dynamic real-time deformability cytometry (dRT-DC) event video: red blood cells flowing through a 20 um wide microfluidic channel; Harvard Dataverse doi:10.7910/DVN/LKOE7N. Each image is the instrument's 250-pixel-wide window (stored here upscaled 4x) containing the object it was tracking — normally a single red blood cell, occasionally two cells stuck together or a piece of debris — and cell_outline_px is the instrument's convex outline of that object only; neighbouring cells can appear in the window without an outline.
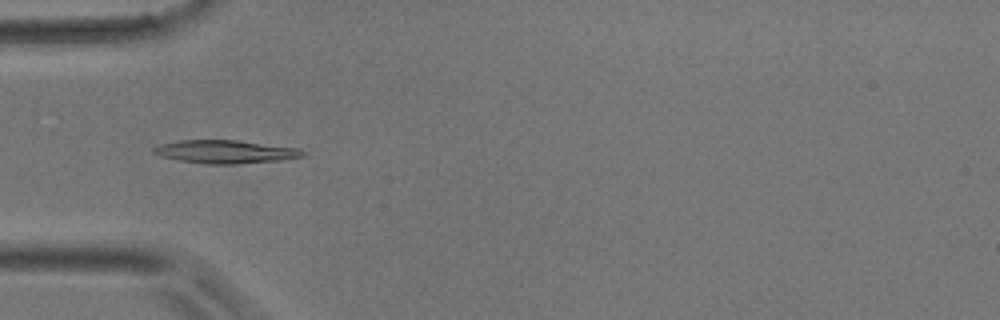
{"species": "common noctule bat (a hibernating species)", "species_latin": "Nyctalus noctula", "temperature_condition": "room temperature", "stored_images_in_passage": 3, "camera_frame_rate_fps": 3000, "um_per_image_px": 0.085, "animal": {"sex": "male", "body_mass_g": 17.9}, "frame": {"image": 1, "passage_image": 3, "time_ms": 0.667, "image_size_px": [1000, 320], "cell_outline_px": [[304, 156], [280, 160], [236, 164], [204, 164], [180, 160], [164, 156], [152, 152], [152, 148], [160, 144], [180, 140], [236, 140], [300, 148], [304, 152]], "centroid_in_image_um": [19.17, 12.89], "position_along_channel_um": 65.8, "area_um2": 20.0}}